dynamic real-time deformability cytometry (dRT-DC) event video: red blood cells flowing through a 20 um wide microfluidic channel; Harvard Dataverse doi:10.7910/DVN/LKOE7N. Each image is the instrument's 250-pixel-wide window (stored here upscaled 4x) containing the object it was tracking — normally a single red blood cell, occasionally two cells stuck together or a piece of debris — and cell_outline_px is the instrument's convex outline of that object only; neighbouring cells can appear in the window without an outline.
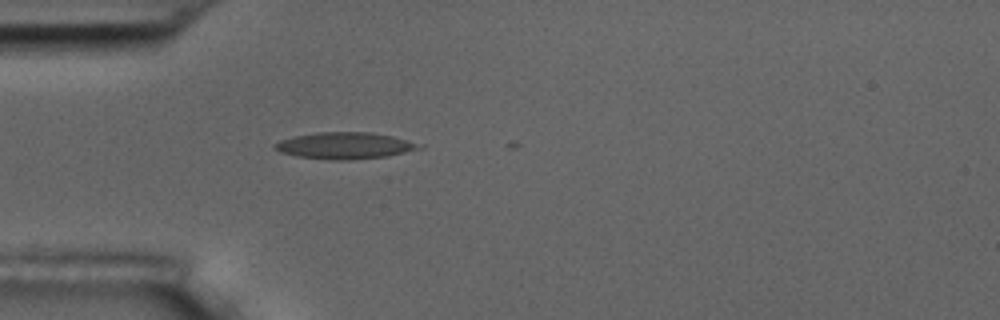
{"species": "common noctule bat (a hibernating species)", "species_latin": "Nyctalus noctula", "temperature_condition": "room temperature", "stored_images_in_passage": 2, "camera_frame_rate_fps": 3000, "um_per_image_px": 0.085, "animal": {"sex": "male", "body_mass_g": 17.5, "forearm_length_mm": 52.3}, "frame": {"image": 1, "passage_image": 2, "time_ms": 1.333, "image_size_px": [1000, 320], "cell_outline_px": [[424, 148], [388, 156], [348, 160], [332, 160], [296, 156], [280, 152], [272, 148], [272, 144], [280, 140], [292, 136], [316, 132], [372, 132], [392, 136], [424, 144]], "centroid_in_image_um": [29.31, 12.37], "position_along_channel_um": 55.7, "area_um2": 22.72}}